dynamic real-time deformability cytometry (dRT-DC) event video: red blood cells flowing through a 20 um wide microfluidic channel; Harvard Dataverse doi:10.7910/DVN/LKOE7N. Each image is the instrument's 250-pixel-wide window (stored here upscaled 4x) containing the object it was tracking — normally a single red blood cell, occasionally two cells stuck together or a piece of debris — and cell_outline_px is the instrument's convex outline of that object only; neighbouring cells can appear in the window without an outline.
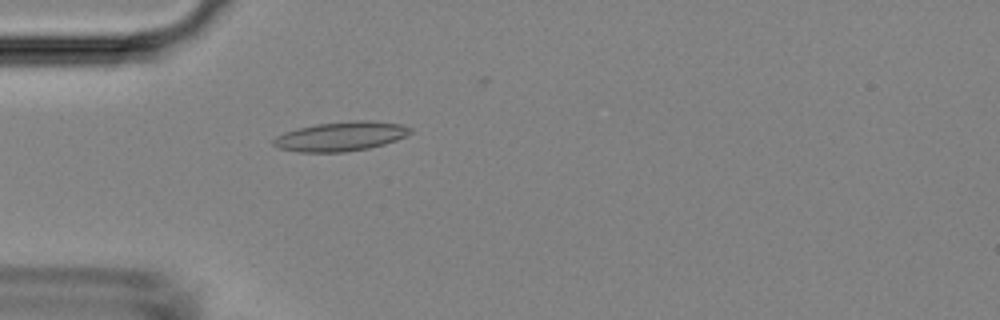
{"species": "Egyptian fruit bat (a non-hibernating species)", "species_latin": "Rousettus aegyptiacus", "temperature_condition": "room temperature", "stored_images_in_passage": 5, "camera_frame_rate_fps": 3000, "um_per_image_px": 0.085, "animal": {"sex": "female"}, "frame": {"image": 1, "passage_image": 5, "time_ms": 4.667, "image_size_px": [1000, 320], "cell_outline_px": [[412, 132], [396, 140], [384, 144], [368, 148], [344, 152], [296, 152], [276, 148], [272, 144], [272, 140], [276, 136], [284, 132], [296, 128], [316, 124], [352, 120], [368, 120], [400, 124], [412, 128]], "centroid_in_image_um": [28.91, 11.59], "position_along_channel_um": 56.1, "area_um2": 23.58}}